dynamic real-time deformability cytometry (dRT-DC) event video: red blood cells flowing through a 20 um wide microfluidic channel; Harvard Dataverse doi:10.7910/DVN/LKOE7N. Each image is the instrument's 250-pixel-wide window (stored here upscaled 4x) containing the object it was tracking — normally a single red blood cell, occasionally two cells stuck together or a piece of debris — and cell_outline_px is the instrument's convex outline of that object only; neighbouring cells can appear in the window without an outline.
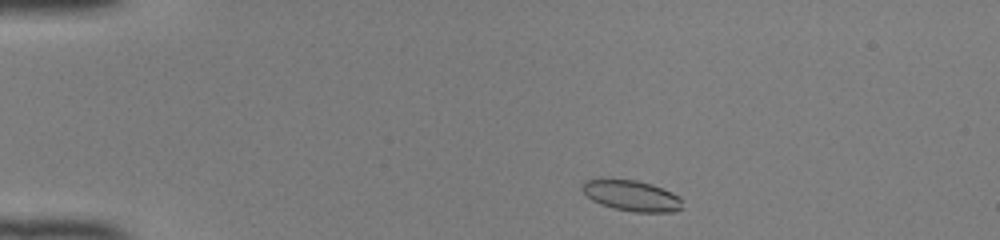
{"species": "common noctule bat (a hibernating species)", "species_latin": "Nyctalus noctula", "temperature_condition": "room temperature", "stored_images_in_passage": 42, "camera_frame_rate_fps": 3000, "um_per_image_px": 0.085, "animal": {"sex": "female", "body_mass_g": 22.0, "forearm_length_mm": 56.7}, "frame": {"image": 1, "passage_image": 2, "time_ms": 0.333, "image_size_px": [1000, 240], "cell_outline_px": [[680, 208], [676, 212], [636, 212], [612, 208], [600, 204], [592, 200], [580, 188], [580, 184], [584, 180], [636, 180], [652, 184], [672, 192], [680, 196]], "centroid_in_image_um": [53.67, 16.64], "position_along_channel_um": 31.3, "area_um2": 17.8}}
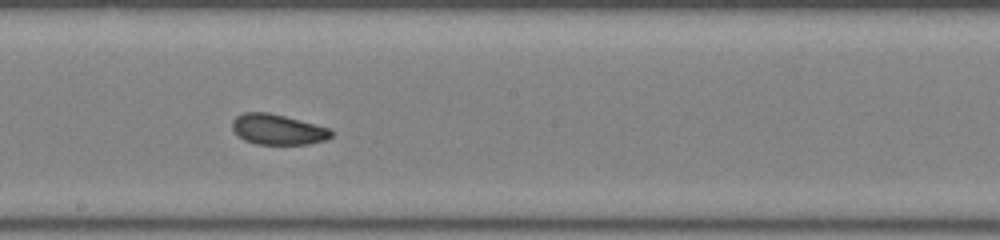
{"frame": {"image": 2, "passage_image": 21, "time_ms": 6.667, "image_size_px": [1000, 240], "cell_outline_px": [[332, 136], [324, 140], [308, 144], [256, 144], [244, 140], [232, 128], [232, 120], [236, 116], [244, 112], [268, 112], [332, 128]], "centroid_in_image_um": [23.62, 11.0], "position_along_channel_um": 224.6, "area_um2": 17.51}}
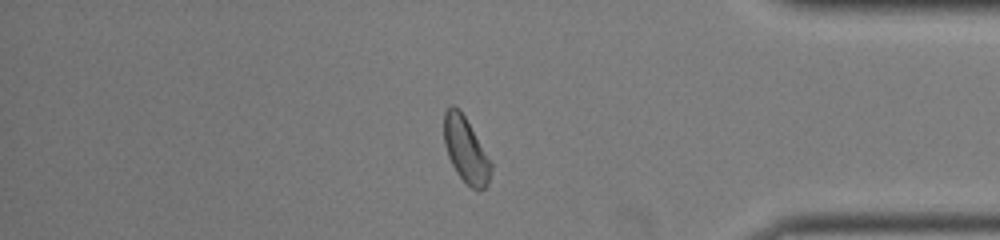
{"frame": {"image": 3, "passage_image": 35, "time_ms": 11.333, "image_size_px": [1000, 240], "cell_outline_px": [[492, 168], [488, 184], [480, 192], [476, 192], [456, 172], [448, 156], [444, 144], [444, 112], [452, 104], [460, 108], [492, 164]], "centroid_in_image_um": [39.58, 12.75], "position_along_channel_um": 395.6, "area_um2": 17.8}, "authors_computed_cell_mechanics": {"area_um2": 17.9758, "velocity_mm_per_s": 4.0906, "shape_relaxation_time_tau1_ms": 6.0825, "shape_relaxation_time_tau2_ms": 1.7043, "deformation_change_tau1": 0.1609, "deformation_change_tau2": 0.0658}}